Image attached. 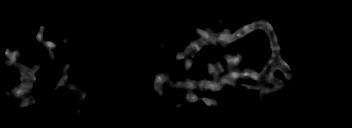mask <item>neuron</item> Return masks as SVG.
Segmentation results:
<instances>
[{"label":"neuron","instance_id":"obj_1","mask_svg":"<svg viewBox=\"0 0 352 128\" xmlns=\"http://www.w3.org/2000/svg\"><path fill=\"white\" fill-rule=\"evenodd\" d=\"M227 17H223L222 19L219 18L218 22L220 27H222L224 25V20H226ZM197 30V34L195 37H199V36H203V41L207 42L210 40H214L217 42H221L222 44H224V48H227V43H233V42H237L239 41L243 36L247 35L250 32H256L259 29L264 30L266 33H268V41L270 42V50L272 52V59L267 61L266 67L264 68V70H262L261 72H253L250 69H237V70H231L230 67L234 66V65H239L240 61H241V56L240 55H234V53L230 56L227 55H222L221 56V61H224L227 65L225 68H220L216 73L213 72L214 68L211 67L210 65L208 66L207 70L208 73H210V75L214 74V78L216 79V81L214 83H212L209 78H206L205 76L203 77L204 80H200V81H192L187 83L189 87L191 88H199L200 90H202L204 92V90L206 89H211V90H218V89H224V83H229L230 85H237V86H242L241 83H238L235 81V79H239V78H245L246 80H258L259 81V85L254 86V85H249L247 86L248 89H256V90H262L263 92H267L270 91L272 92V94H275L274 92L277 89H281V88H285L288 86V84L285 83H281L278 82L277 78H276V71H281L284 73V75L286 77H292V69L287 65V63L283 60V58L280 55V51L282 50V48L279 46L278 43V38L277 35L275 33V31L273 30V28L271 27V24H269L266 20L263 21H259V22H253L250 24L245 25L244 27L236 30V32L231 33L230 31H225L224 35L221 36H217L214 35L212 37L208 36V33L201 30L198 27H194ZM44 37L39 34L37 35V40L43 42ZM45 43V49H47L49 51L50 57L54 56V52H53V48L55 47V44L50 43L47 41H44ZM199 42L194 41L193 43H191V47L189 48V50L187 52H184L182 54H180V56L178 57V59H183L185 58L186 63H185V68L188 70H190V68L192 67V63H191V55L194 54V52L196 50H199ZM18 57V52L17 50L14 51H9L8 48L5 49L4 51V64L6 66H11L15 63V61L17 60ZM21 66V77H20V81H25L24 83L20 84L19 87H17L15 90H9L8 94H12L13 96H19V95H24L25 91L28 89H33V84L29 80L30 78H32V76L34 75V73L38 70L39 66H38V62H36L34 64V68H27L25 66H23V64L20 65ZM69 64H66L65 68H64V76L61 78V80L58 83V87H55V89L53 90V93H57L58 89L61 85H64L65 87H68V85H66V80H67V68L69 67ZM164 77L161 75L156 76V80L155 82H152V86H155V83L157 81H161L164 80ZM206 79V80H205ZM156 90L158 91V93L161 95L162 94V88L161 87H157ZM78 93H80L82 95V98L84 96L87 95V92H81V90H78ZM186 100L190 101V102H197V97L193 94V93H188L186 95ZM202 100L207 104V105H215L216 101L214 100H210L208 98H202ZM36 101L34 100V95L32 94V96H30L28 99H25L23 101H20L19 106H25L28 104H33Z\"/></svg>","mask_w":352,"mask_h":128}]
</instances>
